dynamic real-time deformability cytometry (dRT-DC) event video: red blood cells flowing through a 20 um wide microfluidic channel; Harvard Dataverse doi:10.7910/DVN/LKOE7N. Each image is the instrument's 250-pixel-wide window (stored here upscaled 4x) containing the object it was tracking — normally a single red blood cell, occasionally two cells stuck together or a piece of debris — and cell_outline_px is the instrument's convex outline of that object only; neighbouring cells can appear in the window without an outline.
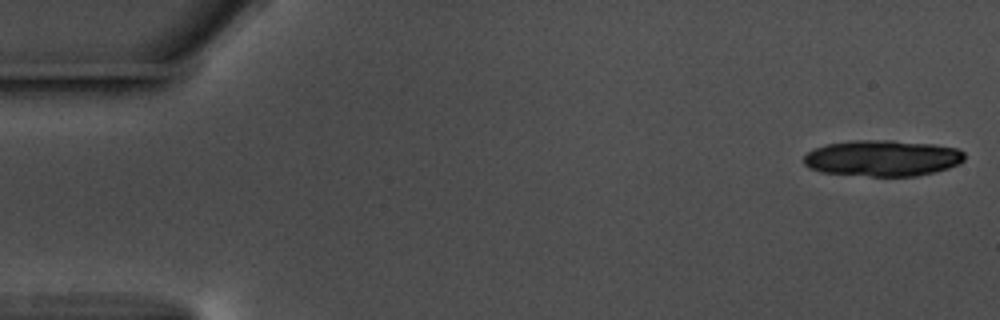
{"species": "common noctule bat (a hibernating species)", "species_latin": "Nyctalus noctula", "temperature_condition": "warm", "stored_images_in_passage": 15, "camera_frame_rate_fps": 3000, "um_per_image_px": 0.085, "animal": {"sex": "male", "body_mass_g": 17.5, "forearm_length_mm": 52.3}, "frame": {"image": 1, "passage_image": 1, "time_ms": 0.0, "image_size_px": [1000, 320], "cell_outline_px": [[964, 160], [960, 164], [948, 168], [916, 176], [872, 176], [820, 172], [808, 168], [804, 164], [804, 156], [808, 152], [816, 148], [828, 144], [852, 140], [892, 140], [936, 144], [956, 148], [964, 152]], "centroid_in_image_um": [75.02, 13.44], "position_along_channel_um": 10.0, "area_um2": 33.93}}